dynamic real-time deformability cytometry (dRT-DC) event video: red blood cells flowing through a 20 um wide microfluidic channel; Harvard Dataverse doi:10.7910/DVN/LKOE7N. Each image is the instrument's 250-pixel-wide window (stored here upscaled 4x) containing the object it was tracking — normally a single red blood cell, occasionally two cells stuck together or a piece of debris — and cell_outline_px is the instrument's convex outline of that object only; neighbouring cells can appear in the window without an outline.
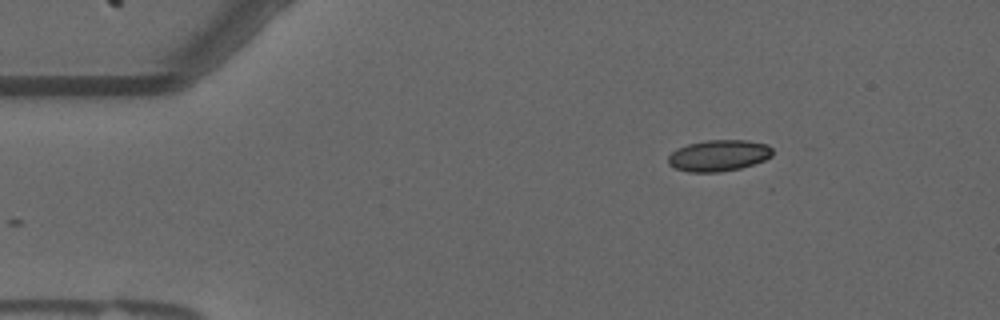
{"species": "common noctule bat (a hibernating species)", "species_latin": "Nyctalus noctula", "temperature_condition": "warm", "stored_images_in_passage": 13, "camera_frame_rate_fps": 3000, "um_per_image_px": 0.085, "animal": {"sex": "male", "forearm_length_mm": 52.5}, "frame": {"image": 1, "passage_image": 1, "time_ms": 0.0, "image_size_px": [1000, 320], "cell_outline_px": [[772, 156], [764, 160], [740, 168], [720, 172], [688, 172], [676, 168], [668, 164], [668, 156], [676, 148], [688, 144], [708, 140], [748, 140], [768, 144], [772, 148]], "centroid_in_image_um": [61.08, 13.21], "position_along_channel_um": 23.9, "area_um2": 19.07}}
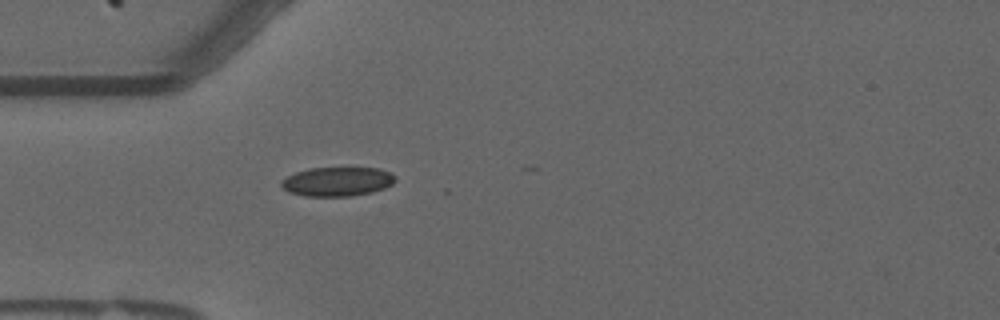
{"frame": {"image": 2, "passage_image": 9, "time_ms": 2.667, "image_size_px": [1000, 320], "cell_outline_px": [[396, 180], [392, 184], [384, 188], [372, 192], [352, 196], [304, 196], [288, 192], [280, 184], [280, 180], [296, 172], [308, 168], [380, 168], [392, 172], [396, 176]], "centroid_in_image_um": [28.69, 15.43], "position_along_channel_um": 56.3, "area_um2": 19.54}}